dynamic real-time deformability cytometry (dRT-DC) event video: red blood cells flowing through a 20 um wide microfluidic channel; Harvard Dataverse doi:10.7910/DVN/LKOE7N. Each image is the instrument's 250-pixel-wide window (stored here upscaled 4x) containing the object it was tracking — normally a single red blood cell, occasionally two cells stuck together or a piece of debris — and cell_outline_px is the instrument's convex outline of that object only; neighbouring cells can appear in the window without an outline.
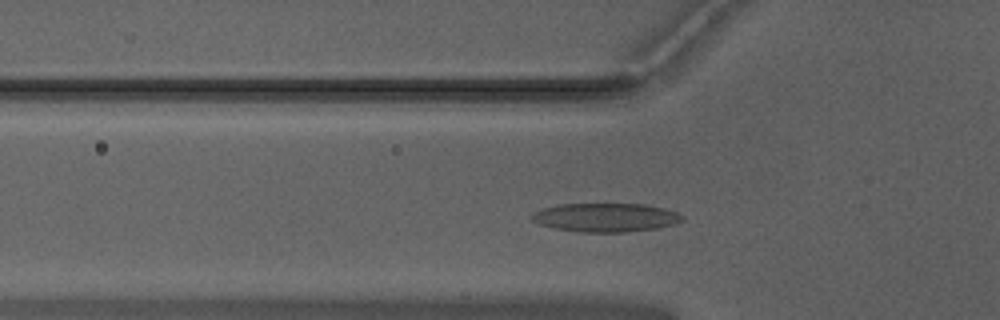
{"species": "Egyptian fruit bat (a non-hibernating species)", "species_latin": "Rousettus aegyptiacus", "temperature_condition": "warm", "stored_images_in_passage": 47, "camera_frame_rate_fps": 3000, "um_per_image_px": 0.085, "animal": {"sex": "male"}, "frame": {"image": 1, "passage_image": 12, "time_ms": 3.667, "image_size_px": [1000, 320], "cell_outline_px": [[684, 220], [676, 224], [656, 228], [628, 232], [580, 232], [556, 228], [540, 224], [532, 220], [528, 216], [532, 212], [544, 208], [560, 204], [648, 204], [664, 208], [676, 212], [684, 216]], "centroid_in_image_um": [51.5, 18.48], "position_along_channel_um": 74.3, "area_um2": 25.32}}
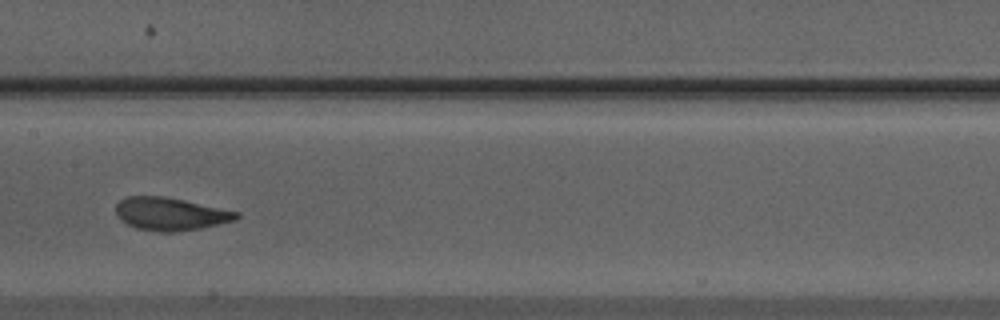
{"frame": {"image": 2, "passage_image": 21, "time_ms": 6.667, "image_size_px": [1000, 320], "cell_outline_px": [[240, 216], [236, 220], [200, 228], [172, 232], [164, 232], [136, 228], [120, 220], [116, 216], [116, 204], [120, 200], [128, 196], [164, 196], [184, 200], [240, 212]], "centroid_in_image_um": [14.48, 18.18], "position_along_channel_um": 192.9, "area_um2": 23.0}}
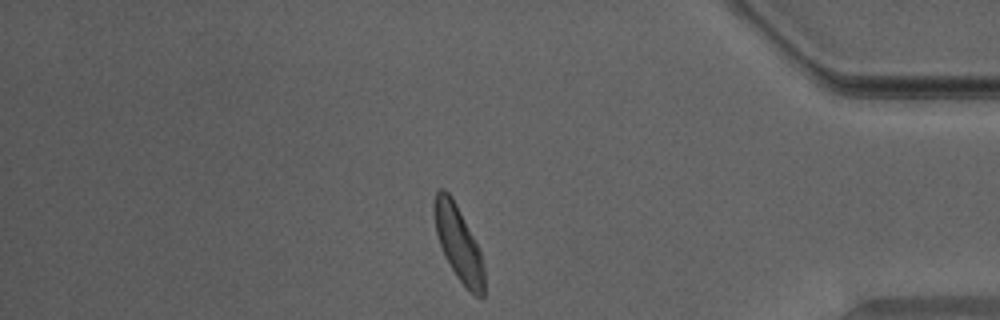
{"frame": {"image": 3, "passage_image": 39, "time_ms": 12.667, "image_size_px": [1000, 320], "cell_outline_px": [[484, 296], [480, 300], [456, 276], [444, 256], [436, 232], [432, 208], [436, 192], [440, 188], [444, 188], [452, 196], [480, 252], [484, 268]], "centroid_in_image_um": [38.94, 20.67], "position_along_channel_um": 396.3, "area_um2": 21.44}, "authors_computed_cell_mechanics": {"area_um2": 22.4264, "velocity_mm_per_s": 3.933, "shape_relaxation_time_tau1_ms": 3.0124, "shape_relaxation_time_tau2_ms": 1.4803, "deformation_change_tau1": 0.1269, "deformation_change_tau2": 0.0762}}